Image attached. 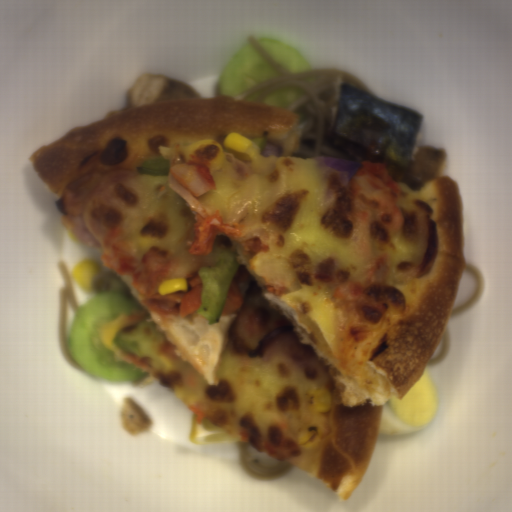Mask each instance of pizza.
I'll use <instances>...</instances> for the list:
<instances>
[{
    "mask_svg": "<svg viewBox=\"0 0 512 512\" xmlns=\"http://www.w3.org/2000/svg\"><path fill=\"white\" fill-rule=\"evenodd\" d=\"M238 133L248 140L265 135L282 146L281 156L259 155L250 160L253 172L237 180L223 161L211 173L216 188L194 197L172 176L139 174L120 228L122 239L144 255L152 247L167 249L183 263L191 259L185 242H192L193 212L219 211L225 223L241 224L243 235L268 244L246 256L234 239L218 234L207 267L232 244L236 261L248 277L238 283L242 304L220 314L210 324L198 311L187 316L158 314L146 305L118 316L98 330L100 343L115 355L167 388L197 417L240 439L246 412L264 435L271 421L284 420L302 447L300 469L334 493L344 504L364 479L381 431L385 404L401 401L417 383L433 357L448 324L464 274L463 201L460 185L441 175L417 190L398 181L403 193L397 207L404 223L386 245L389 282L406 300L404 313L387 315L377 331L340 366V310L333 287L315 281L313 270L330 256L351 273H361L365 259L350 242L329 234L320 217L331 168L313 157H297L302 134L300 114L290 110L222 95L150 102L119 108L96 122L74 126L64 136L44 144L29 159L35 172L58 196V204L73 237L99 245L83 216L65 209V187L94 169L137 170L144 161L162 156L186 164L183 148L204 139L223 144ZM432 206L440 241L431 270L410 278L395 266L415 261L420 249L419 216L412 200ZM285 287L271 295L265 285ZM270 306L288 318L298 340L312 345L330 373L321 388L303 386L283 360L266 366L242 365L227 347L228 330L243 305ZM151 317L175 345L174 374L148 367V357L136 358L111 341L126 324Z\"/></svg>",
    "mask_w": 512,
    "mask_h": 512,
    "instance_id": "dd6c1bee",
    "label": "pizza"
}]
</instances>
